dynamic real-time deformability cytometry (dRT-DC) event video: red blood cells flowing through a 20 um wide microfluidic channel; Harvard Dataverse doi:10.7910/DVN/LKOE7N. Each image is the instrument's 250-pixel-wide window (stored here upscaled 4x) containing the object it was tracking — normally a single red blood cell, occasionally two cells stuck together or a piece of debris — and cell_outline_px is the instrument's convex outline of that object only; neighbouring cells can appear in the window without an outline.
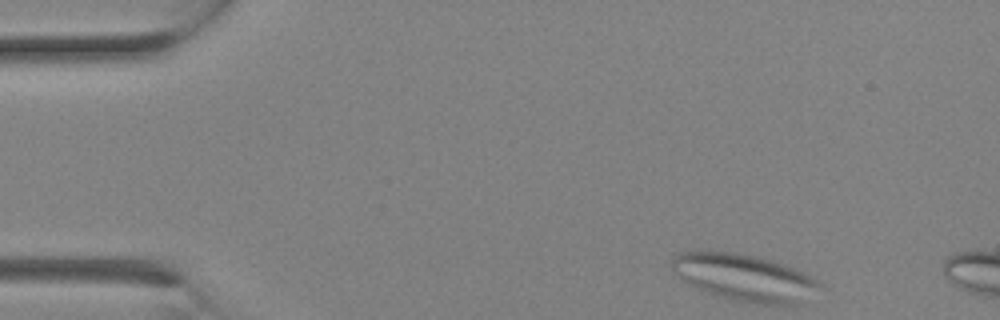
{"species": "Egyptian fruit bat (a non-hibernating species)", "species_latin": "Rousettus aegyptiacus", "temperature_condition": "room temperature", "stored_images_in_passage": 4, "camera_frame_rate_fps": 3000, "um_per_image_px": 0.085, "animal": {"sex": "female"}, "frame": {"image": 1, "passage_image": 1, "time_ms": 0.0, "image_size_px": [1000, 320], "cell_outline_px": [[820, 288], [796, 304], [756, 304], [736, 300], [720, 296], [708, 292], [680, 280], [668, 264], [676, 252], [736, 252], [756, 256], [772, 260], [796, 268], [820, 280]], "centroid_in_image_um": [63.25, 23.57], "position_along_channel_um": 21.8, "area_um2": 40.23}}